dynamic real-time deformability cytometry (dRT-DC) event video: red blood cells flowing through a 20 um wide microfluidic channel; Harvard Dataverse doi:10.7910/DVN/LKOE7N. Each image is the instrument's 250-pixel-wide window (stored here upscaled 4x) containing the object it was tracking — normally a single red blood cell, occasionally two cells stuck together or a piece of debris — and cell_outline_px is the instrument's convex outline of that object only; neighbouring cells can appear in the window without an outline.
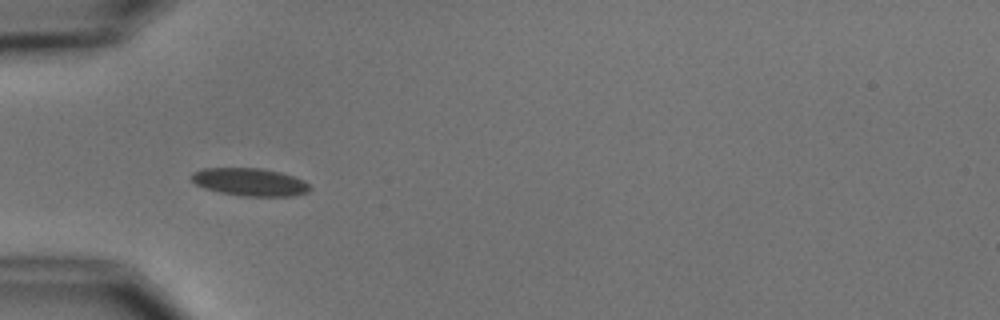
{"species": "common noctule bat (a hibernating species)", "species_latin": "Nyctalus noctula", "temperature_condition": "cold", "stored_images_in_passage": 8, "camera_frame_rate_fps": 3000, "um_per_image_px": 0.085, "animal": {"sex": "male", "body_mass_g": 15.6}, "frame": {"image": 1, "passage_image": 6, "time_ms": 5.667, "image_size_px": [1000, 320], "cell_outline_px": [[312, 188], [308, 192], [292, 196], [244, 196], [220, 192], [204, 188], [196, 184], [188, 176], [192, 172], [200, 168], [260, 168], [280, 172], [304, 180]], "centroid_in_image_um": [21.21, 15.46], "position_along_channel_um": 63.8, "area_um2": 19.25}}
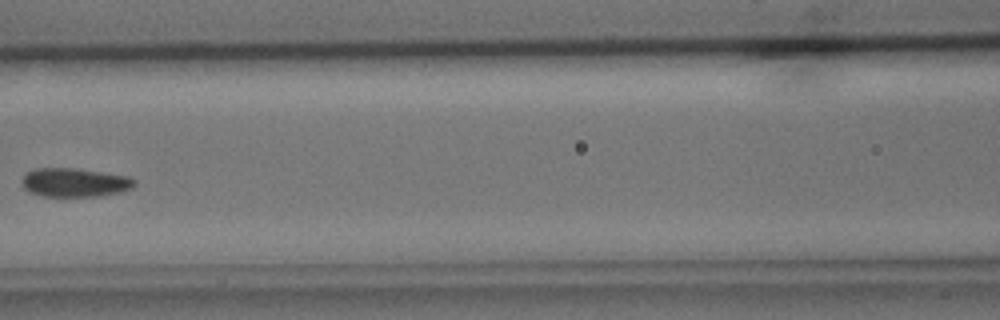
{"frame": {"image": 2, "passage_image": 8, "time_ms": 8.333, "image_size_px": [1000, 320], "cell_outline_px": [[136, 184], [132, 188], [120, 192], [100, 196], [44, 196], [28, 192], [24, 188], [24, 172], [32, 168], [76, 168], [128, 176], [136, 180]], "centroid_in_image_um": [6.35, 15.5], "position_along_channel_um": 160.2, "area_um2": 18.96}}